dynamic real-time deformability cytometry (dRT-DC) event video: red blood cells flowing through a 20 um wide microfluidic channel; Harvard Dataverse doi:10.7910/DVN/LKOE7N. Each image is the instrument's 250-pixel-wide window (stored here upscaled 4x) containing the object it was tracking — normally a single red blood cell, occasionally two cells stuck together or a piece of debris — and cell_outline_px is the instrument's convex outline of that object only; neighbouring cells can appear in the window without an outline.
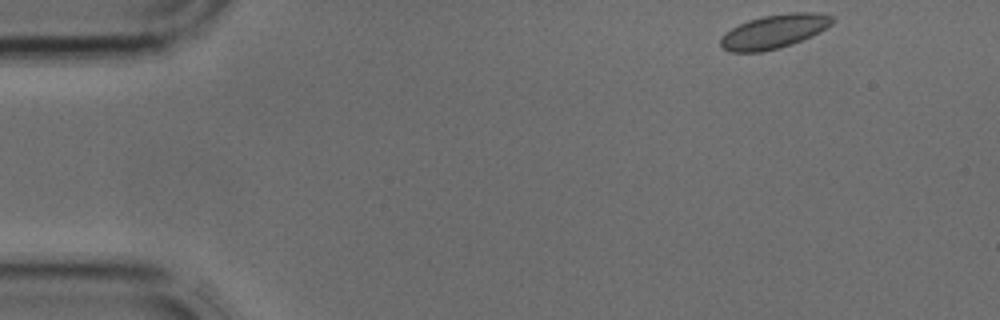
{"species": "common noctule bat (a hibernating species)", "species_latin": "Nyctalus noctula", "temperature_condition": "cold", "stored_images_in_passage": 3, "camera_frame_rate_fps": 3000, "um_per_image_px": 0.085, "animal": {"sex": "male", "body_mass_g": 17.9, "forearm_length_mm": 54.2}, "frame": {"image": 1, "passage_image": 1, "time_ms": 0.0, "image_size_px": [1000, 320], "cell_outline_px": [[836, 20], [832, 24], [820, 32], [812, 36], [792, 44], [780, 48], [760, 52], [728, 52], [720, 44], [720, 40], [732, 28], [748, 20], [764, 16], [792, 12], [812, 12], [832, 16]], "centroid_in_image_um": [65.84, 2.68], "position_along_channel_um": 19.2, "area_um2": 21.91}}
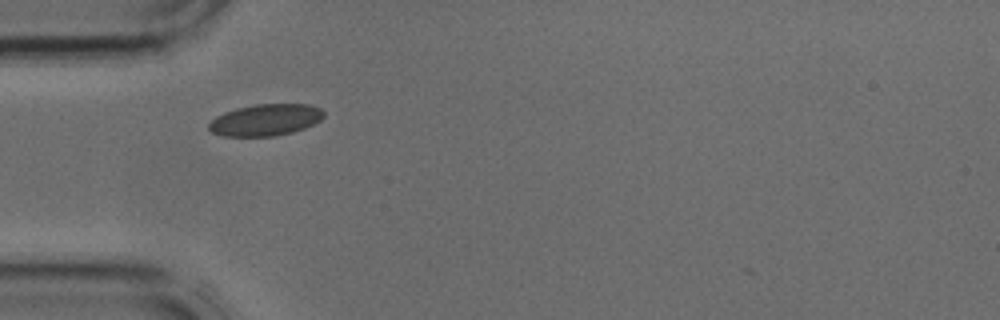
{"frame": {"image": 2, "passage_image": 3, "time_ms": 0.667, "image_size_px": [1000, 320], "cell_outline_px": [[324, 116], [320, 120], [304, 128], [292, 132], [276, 136], [224, 136], [212, 132], [208, 128], [208, 124], [216, 116], [224, 112], [236, 108], [256, 104], [308, 104], [320, 108], [324, 112]], "centroid_in_image_um": [22.56, 10.19], "position_along_channel_um": 62.4, "area_um2": 21.15}}